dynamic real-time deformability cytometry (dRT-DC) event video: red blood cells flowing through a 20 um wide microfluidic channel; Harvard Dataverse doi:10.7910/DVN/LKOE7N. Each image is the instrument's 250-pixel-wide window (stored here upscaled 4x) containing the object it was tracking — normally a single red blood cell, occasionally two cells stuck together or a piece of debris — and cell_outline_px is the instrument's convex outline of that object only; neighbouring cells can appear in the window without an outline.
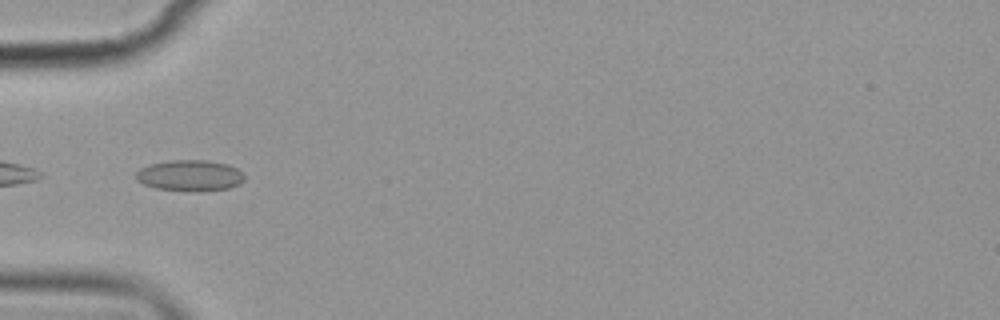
{"species": "common noctule bat (a hibernating species)", "species_latin": "Nyctalus noctula", "temperature_condition": "cold", "stored_images_in_passage": 35, "camera_frame_rate_fps": 3000, "um_per_image_px": 0.085, "animal": {"sex": "female", "body_mass_g": 19.9}, "frame": {"image": 1, "passage_image": 1, "time_ms": 0.0, "image_size_px": [1000, 320], "cell_outline_px": [[244, 180], [240, 184], [228, 188], [200, 192], [156, 188], [144, 184], [136, 180], [136, 172], [140, 168], [148, 164], [172, 160], [208, 160], [228, 164], [236, 168], [244, 176]], "centroid_in_image_um": [16.14, 14.92], "position_along_channel_um": 68.9, "area_um2": 19.71}}
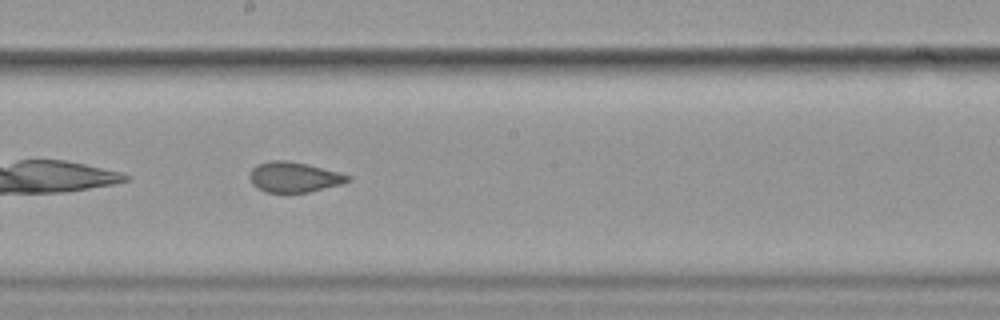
{"frame": {"image": 2, "passage_image": 14, "time_ms": 4.333, "image_size_px": [1000, 320], "cell_outline_px": [[352, 180], [340, 184], [308, 192], [264, 192], [256, 188], [252, 184], [248, 176], [252, 168], [256, 164], [268, 160], [288, 160], [352, 176]], "centroid_in_image_um": [24.92, 15.05], "position_along_channel_um": 223.3, "area_um2": 17.22}}
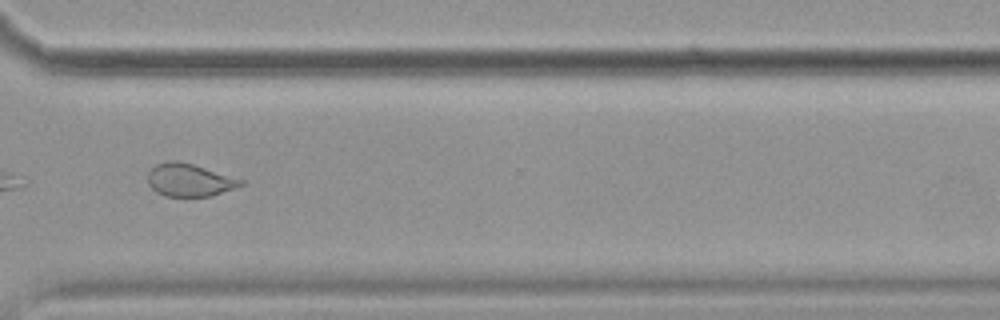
{"frame": {"image": 3, "passage_image": 25, "time_ms": 8.0, "image_size_px": [1000, 320], "cell_outline_px": [[244, 184], [212, 196], [164, 196], [156, 192], [148, 184], [148, 172], [156, 164], [168, 160], [176, 160], [192, 164], [244, 180]], "centroid_in_image_um": [16.07, 15.3], "position_along_channel_um": 354.5, "area_um2": 17.63}, "authors_computed_cell_mechanics": {"area_um2": 17.918, "velocity_mm_per_s": 3.5779, "shape_relaxation_time_tau1_ms": 6.0471, "shape_relaxation_time_tau2_ms": 1.4861, "deformation_change_tau1": 0.0993, "deformation_change_tau2": 0.0587}}